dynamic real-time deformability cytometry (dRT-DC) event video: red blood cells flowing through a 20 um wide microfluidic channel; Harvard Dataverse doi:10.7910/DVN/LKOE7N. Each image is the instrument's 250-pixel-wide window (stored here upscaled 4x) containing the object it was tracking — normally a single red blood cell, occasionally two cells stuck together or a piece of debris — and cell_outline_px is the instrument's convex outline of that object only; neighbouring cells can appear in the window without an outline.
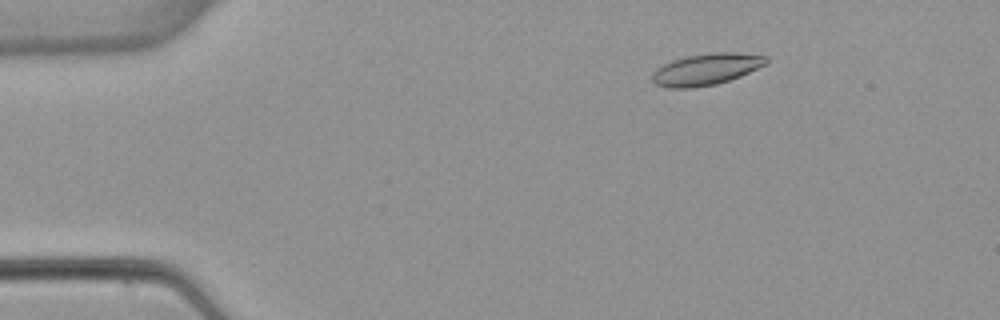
{"species": "common noctule bat (a hibernating species)", "species_latin": "Nyctalus noctula", "temperature_condition": "warm", "stored_images_in_passage": 5, "camera_frame_rate_fps": 3000, "um_per_image_px": 0.085, "animal": {"sex": "female", "body_mass_g": 22.7, "forearm_length_mm": 54.2}, "frame": {"image": 1, "passage_image": 3, "time_ms": 2.667, "image_size_px": [1000, 320], "cell_outline_px": [[768, 64], [740, 76], [716, 84], [692, 88], [668, 88], [656, 84], [652, 80], [652, 72], [656, 68], [672, 60], [684, 56], [712, 52], [736, 52], [768, 56]], "centroid_in_image_um": [60.03, 5.88], "position_along_channel_um": 25.0, "area_um2": 21.15}}